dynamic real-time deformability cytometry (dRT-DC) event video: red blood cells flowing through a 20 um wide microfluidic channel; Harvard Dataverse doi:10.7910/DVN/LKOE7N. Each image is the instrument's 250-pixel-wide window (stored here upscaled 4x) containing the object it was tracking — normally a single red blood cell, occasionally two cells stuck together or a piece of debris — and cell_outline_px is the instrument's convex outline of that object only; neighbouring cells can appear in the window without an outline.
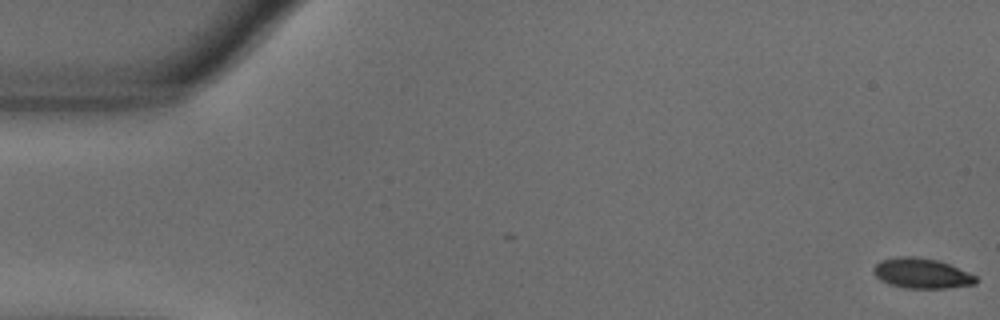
{"species": "common noctule bat (a hibernating species)", "species_latin": "Nyctalus noctula", "temperature_condition": "warm", "stored_images_in_passage": 56, "camera_frame_rate_fps": 3000, "um_per_image_px": 0.085, "animal": {"sex": "male", "body_mass_g": 18.8}, "frame": {"image": 1, "passage_image": 1, "time_ms": 0.0, "image_size_px": [1000, 320], "cell_outline_px": [[976, 284], [944, 288], [908, 288], [888, 284], [880, 280], [872, 272], [872, 268], [880, 260], [900, 256], [916, 256], [936, 260], [948, 264], [976, 276]], "centroid_in_image_um": [78.28, 23.23], "position_along_channel_um": 6.7, "area_um2": 17.86}}
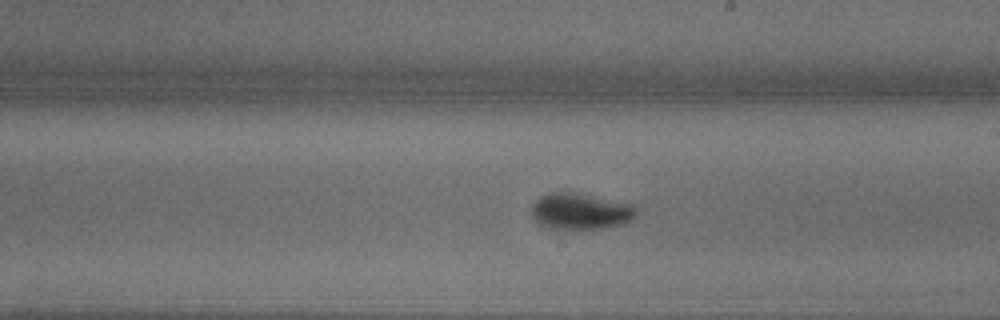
{"frame": {"image": 2, "passage_image": 32, "time_ms": 10.333, "image_size_px": [1000, 320], "cell_outline_px": [[636, 212], [632, 220], [624, 224], [604, 228], [548, 228], [540, 224], [532, 216], [532, 204], [540, 196], [552, 192], [568, 192], [636, 204]], "centroid_in_image_um": [49.36, 17.96], "position_along_channel_um": 239.6, "area_um2": 21.91}}
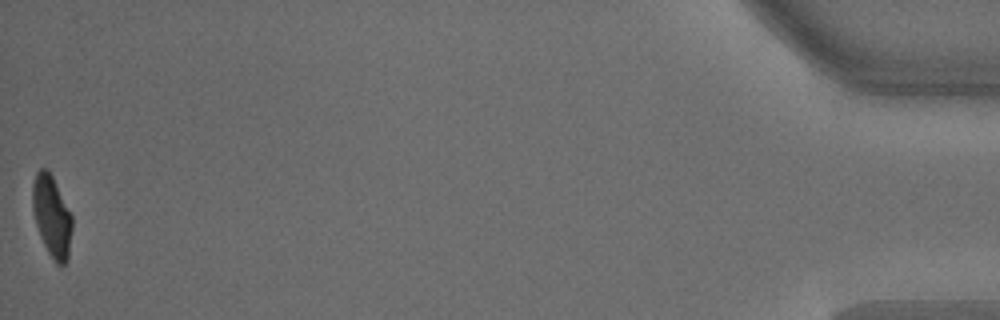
{"frame": {"image": 3, "passage_image": 56, "time_ms": 18.333, "image_size_px": [1000, 320], "cell_outline_px": [[72, 228], [68, 260], [64, 264], [56, 264], [48, 252], [40, 236], [36, 224], [32, 208], [32, 184], [36, 172], [40, 168], [48, 168], [72, 216]], "centroid_in_image_um": [4.39, 18.37], "position_along_channel_um": 430.8, "area_um2": 18.73}, "authors_computed_cell_mechanics": {"area_um2": 19.8543, "velocity_mm_per_s": 3.6156, "shape_relaxation_time_tau1_ms": 3.4627, "shape_relaxation_time_tau2_ms": 1.1693, "deformation_change_tau1": 0.1994, "deformation_change_tau2": 0.0396}}